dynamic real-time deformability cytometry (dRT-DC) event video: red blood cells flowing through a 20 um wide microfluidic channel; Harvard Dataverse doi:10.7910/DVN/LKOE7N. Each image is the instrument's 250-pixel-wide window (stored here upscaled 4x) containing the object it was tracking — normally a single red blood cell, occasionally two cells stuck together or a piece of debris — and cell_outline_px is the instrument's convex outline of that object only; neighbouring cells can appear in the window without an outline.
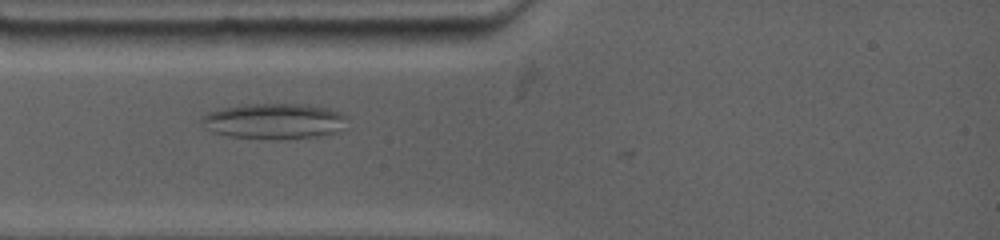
{"species": "common noctule bat (a hibernating species)", "species_latin": "Nyctalus noctula", "temperature_condition": "warm", "stored_images_in_passage": 6, "camera_frame_rate_fps": 4500, "um_per_image_px": 0.085, "animal": {"sex": "female", "body_mass_g": 19.0, "forearm_length_mm": 53.3}, "frame": {"image": 1, "passage_image": 2, "time_ms": 0.222, "image_size_px": [1000, 240], "cell_outline_px": [[348, 128], [336, 132], [316, 136], [232, 136], [212, 132], [204, 128], [200, 124], [200, 116], [208, 112], [220, 108], [244, 104], [308, 104], [332, 108], [344, 112], [348, 116]], "centroid_in_image_um": [23.36, 10.23], "position_along_channel_um": 61.6, "area_um2": 29.88}}
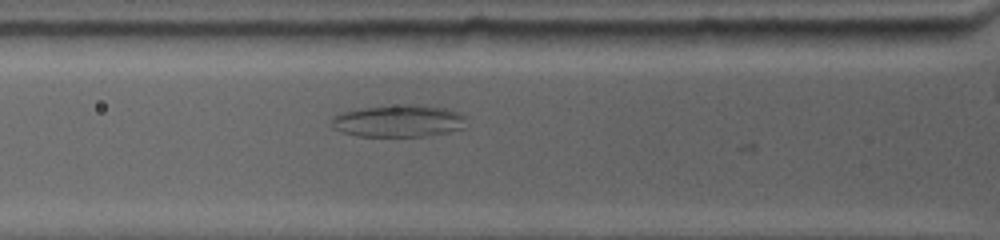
{"frame": {"image": 2, "passage_image": 6, "time_ms": 1.111, "image_size_px": [1000, 240], "cell_outline_px": [[468, 128], [448, 132], [424, 136], [360, 136], [340, 132], [332, 128], [332, 116], [340, 112], [360, 108], [404, 104], [424, 104], [448, 108], [460, 112], [468, 116]], "centroid_in_image_um": [33.97, 10.27], "position_along_channel_um": 91.8, "area_um2": 26.07}}